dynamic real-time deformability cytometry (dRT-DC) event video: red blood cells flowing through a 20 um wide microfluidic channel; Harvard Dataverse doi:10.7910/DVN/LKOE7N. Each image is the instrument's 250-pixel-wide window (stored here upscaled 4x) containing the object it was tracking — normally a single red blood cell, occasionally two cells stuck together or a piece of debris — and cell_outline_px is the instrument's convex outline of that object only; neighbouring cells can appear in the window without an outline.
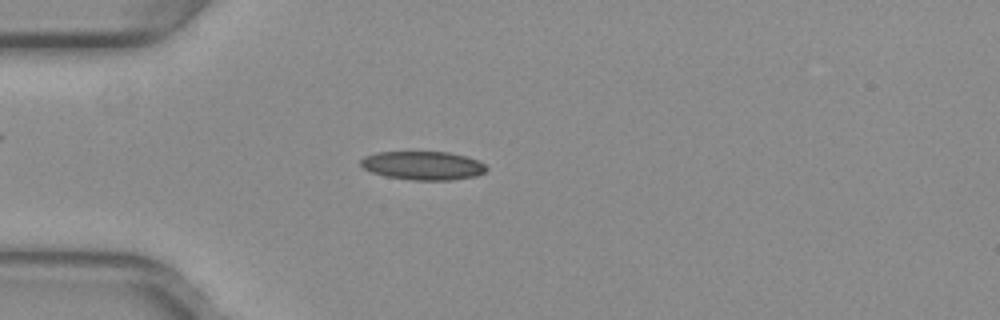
{"species": "common noctule bat (a hibernating species)", "species_latin": "Nyctalus noctula", "temperature_condition": "warm", "stored_images_in_passage": 42, "camera_frame_rate_fps": 3000, "um_per_image_px": 0.085, "animal": {"sex": "female", "body_mass_g": 29.2, "forearm_length_mm": 56.3}, "frame": {"image": 1, "passage_image": 5, "time_ms": 1.333, "image_size_px": [1000, 320], "cell_outline_px": [[488, 168], [484, 172], [476, 176], [452, 180], [408, 180], [384, 176], [372, 172], [364, 168], [360, 164], [360, 160], [364, 156], [380, 152], [448, 152], [480, 160]], "centroid_in_image_um": [35.96, 14.08], "position_along_channel_um": 49.0, "area_um2": 21.04}}
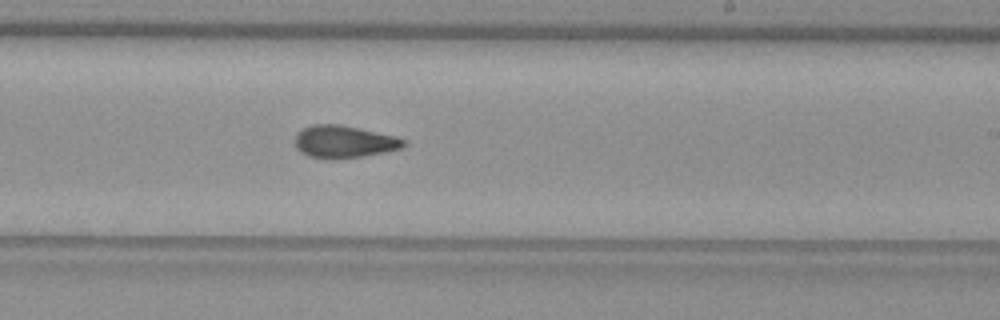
{"frame": {"image": 2, "passage_image": 22, "time_ms": 7.0, "image_size_px": [1000, 320], "cell_outline_px": [[408, 144], [404, 148], [388, 152], [364, 156], [336, 160], [328, 160], [308, 156], [300, 152], [296, 148], [296, 132], [312, 124], [340, 124], [396, 136], [404, 140]], "centroid_in_image_um": [29.26, 12.07], "position_along_channel_um": 259.7, "area_um2": 20.98}}
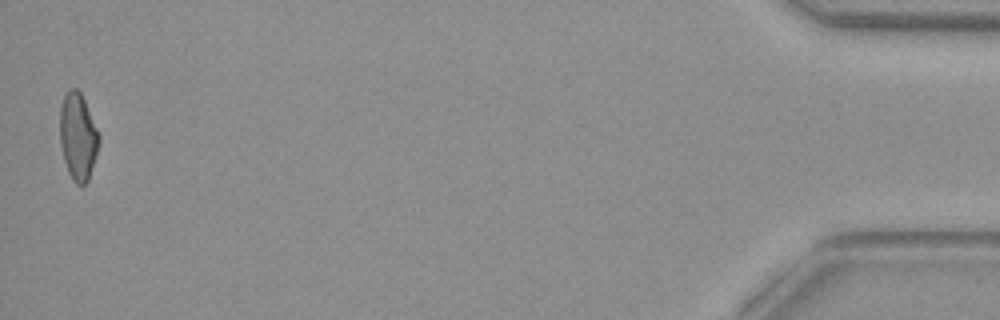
{"frame": {"image": 3, "passage_image": 42, "time_ms": 13.667, "image_size_px": [1000, 320], "cell_outline_px": [[100, 140], [88, 180], [84, 184], [76, 184], [72, 180], [68, 172], [64, 160], [60, 144], [60, 108], [64, 96], [72, 88], [76, 88], [80, 92], [84, 100], [100, 136]], "centroid_in_image_um": [6.61, 11.62], "position_along_channel_um": 428.6, "area_um2": 19.48}, "authors_computed_cell_mechanics": {"area_um2": 20.2878, "velocity_mm_per_s": 3.9764, "shape_relaxation_time_tau1_ms": null, "shape_relaxation_time_tau2_ms": 3.1322, "deformation_change_tau1": null, "deformation_change_tau2": 0.1033}}